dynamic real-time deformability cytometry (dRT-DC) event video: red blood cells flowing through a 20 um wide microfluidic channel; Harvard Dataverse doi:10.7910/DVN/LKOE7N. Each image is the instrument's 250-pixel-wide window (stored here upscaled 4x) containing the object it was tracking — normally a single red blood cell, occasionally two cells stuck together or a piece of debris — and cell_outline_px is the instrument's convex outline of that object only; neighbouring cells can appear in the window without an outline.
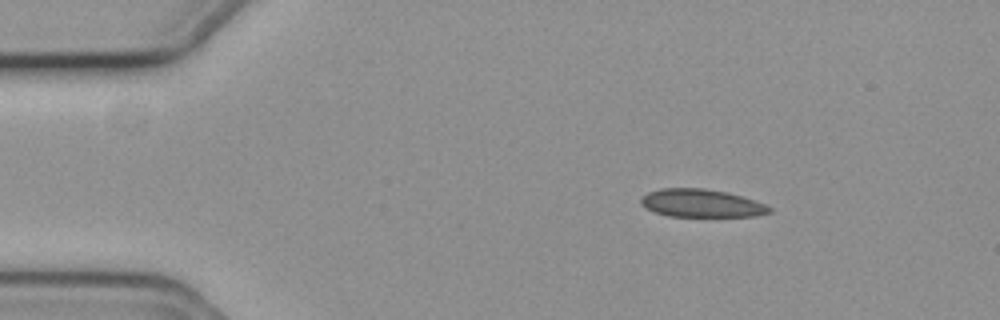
{"species": "common noctule bat (a hibernating species)", "species_latin": "Nyctalus noctula", "temperature_condition": "cold", "stored_images_in_passage": 48, "camera_frame_rate_fps": 3000, "um_per_image_px": 0.085, "animal": {"sex": "female", "body_mass_g": 19.3, "forearm_length_mm": 54.1}, "frame": {"image": 1, "passage_image": 1, "time_ms": 0.0, "image_size_px": [1000, 320], "cell_outline_px": [[772, 212], [756, 216], [668, 216], [644, 208], [640, 204], [640, 200], [648, 192], [660, 188], [704, 188], [728, 192], [764, 204], [772, 208]], "centroid_in_image_um": [59.59, 17.27], "position_along_channel_um": 25.4, "area_um2": 20.87}}
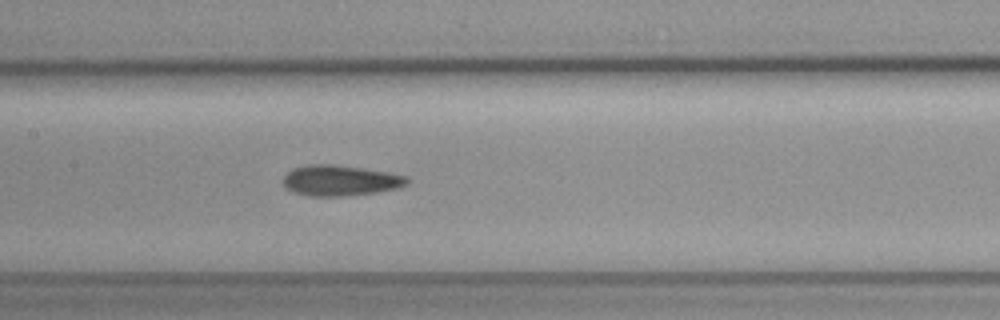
{"frame": {"image": 2, "passage_image": 19, "time_ms": 6.0, "image_size_px": [1000, 320], "cell_outline_px": [[408, 184], [396, 188], [376, 192], [340, 196], [308, 196], [292, 192], [284, 188], [284, 176], [292, 168], [308, 164], [332, 164], [364, 168], [388, 172], [408, 176]], "centroid_in_image_um": [28.89, 15.33], "position_along_channel_um": 178.5, "area_um2": 22.2}}
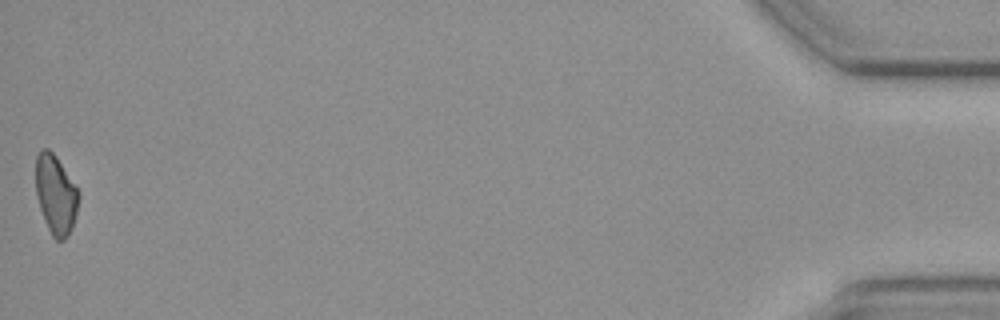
{"frame": {"image": 3, "passage_image": 48, "time_ms": 15.667, "image_size_px": [1000, 320], "cell_outline_px": [[80, 196], [72, 228], [68, 236], [64, 240], [56, 240], [52, 236], [44, 220], [36, 196], [36, 156], [40, 148], [48, 148], [56, 156], [80, 192]], "centroid_in_image_um": [4.73, 16.53], "position_along_channel_um": 430.5, "area_um2": 19.88}, "authors_computed_cell_mechanics": {"area_um2": 21.3571, "velocity_mm_per_s": 3.7009, "shape_relaxation_time_tau1_ms": null, "shape_relaxation_time_tau2_ms": 9.7843, "deformation_change_tau1": null, "deformation_change_tau2": 0.1269}}